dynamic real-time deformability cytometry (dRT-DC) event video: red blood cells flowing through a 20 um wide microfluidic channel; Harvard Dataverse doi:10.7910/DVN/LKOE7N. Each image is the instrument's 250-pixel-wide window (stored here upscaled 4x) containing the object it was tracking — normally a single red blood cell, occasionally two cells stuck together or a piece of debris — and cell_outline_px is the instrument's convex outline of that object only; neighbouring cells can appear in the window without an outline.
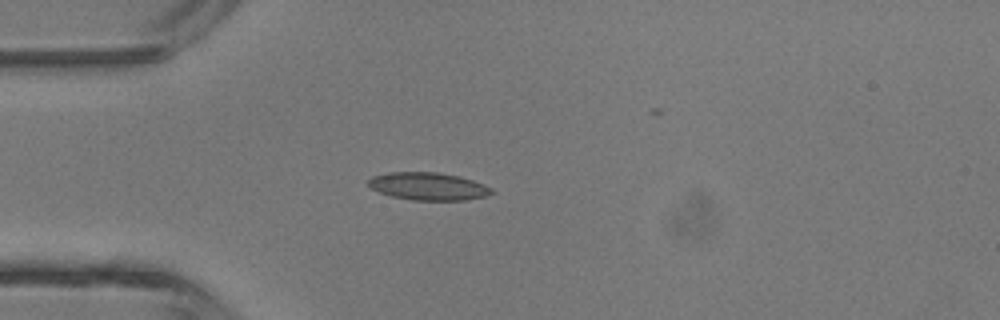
{"species": "common noctule bat (a hibernating species)", "species_latin": "Nyctalus noctula", "temperature_condition": "room temperature", "stored_images_in_passage": 3, "camera_frame_rate_fps": 3000, "um_per_image_px": 0.085, "animal": {"sex": "male", "body_mass_g": 13.3}, "frame": {"image": 1, "passage_image": 3, "time_ms": 2.333, "image_size_px": [1000, 320], "cell_outline_px": [[496, 192], [488, 196], [464, 200], [412, 200], [392, 196], [380, 192], [372, 188], [368, 184], [368, 180], [372, 176], [392, 172], [436, 172], [456, 176], [472, 180], [484, 184], [492, 188]], "centroid_in_image_um": [36.44, 15.84], "position_along_channel_um": 48.6, "area_um2": 19.77}}